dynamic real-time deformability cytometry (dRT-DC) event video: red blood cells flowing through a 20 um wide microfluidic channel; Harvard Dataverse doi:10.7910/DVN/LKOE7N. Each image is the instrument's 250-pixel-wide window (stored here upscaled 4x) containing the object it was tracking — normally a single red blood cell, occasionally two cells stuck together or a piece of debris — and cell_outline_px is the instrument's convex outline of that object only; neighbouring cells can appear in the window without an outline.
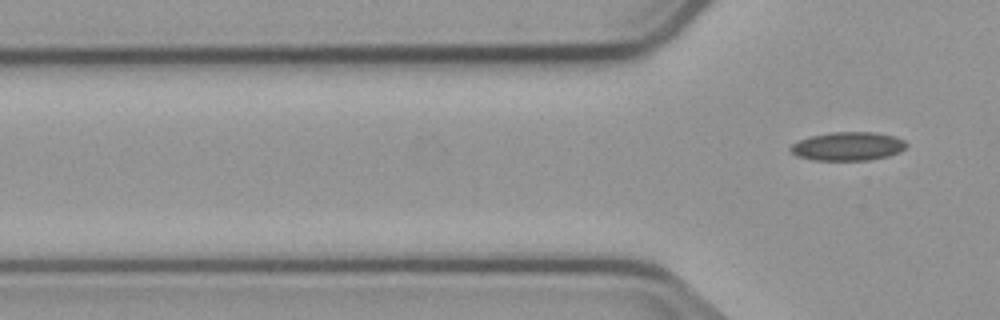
{"species": "common noctule bat (a hibernating species)", "species_latin": "Nyctalus noctula", "temperature_condition": "cold", "stored_images_in_passage": 2, "camera_frame_rate_fps": 3000, "um_per_image_px": 0.085, "animal": {"sex": "male", "body_mass_g": 23.1, "forearm_length_mm": 52.7}, "frame": {"image": 1, "passage_image": 2, "time_ms": 2.0, "image_size_px": [1000, 320], "cell_outline_px": [[908, 144], [900, 152], [888, 156], [868, 160], [812, 160], [796, 156], [788, 148], [792, 144], [800, 140], [812, 136], [832, 132], [872, 132], [892, 136], [904, 140]], "centroid_in_image_um": [72.06, 12.44], "position_along_channel_um": 53.7, "area_um2": 19.19}}